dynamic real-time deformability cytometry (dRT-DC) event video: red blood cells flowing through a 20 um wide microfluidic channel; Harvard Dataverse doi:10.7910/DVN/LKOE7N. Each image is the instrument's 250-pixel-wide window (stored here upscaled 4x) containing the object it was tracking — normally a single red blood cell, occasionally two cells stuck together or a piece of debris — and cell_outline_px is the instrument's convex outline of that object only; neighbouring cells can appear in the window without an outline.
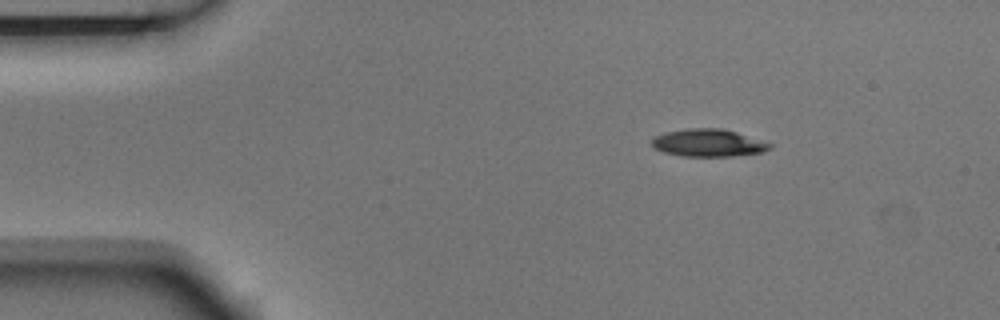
{"species": "Egyptian fruit bat (a non-hibernating species)", "species_latin": "Rousettus aegyptiacus", "temperature_condition": "room temperature", "stored_images_in_passage": 4, "camera_frame_rate_fps": 3000, "um_per_image_px": 0.085, "animal": {"sex": "male"}, "frame": {"image": 1, "passage_image": 2, "time_ms": 0.333, "image_size_px": [1000, 320], "cell_outline_px": [[772, 148], [764, 152], [732, 156], [680, 156], [664, 152], [656, 148], [652, 144], [652, 140], [656, 136], [664, 132], [688, 128], [720, 128], [736, 132], [772, 144]], "centroid_in_image_um": [60.21, 12.15], "position_along_channel_um": 24.8, "area_um2": 18.79}}
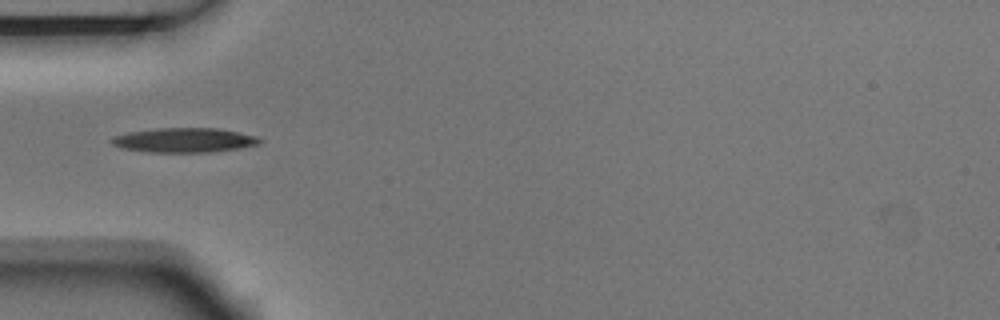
{"frame": {"image": 2, "passage_image": 4, "time_ms": 1.0, "image_size_px": [1000, 320], "cell_outline_px": [[264, 140], [260, 144], [240, 148], [212, 152], [148, 152], [120, 148], [112, 144], [108, 140], [116, 136], [128, 132], [156, 128], [216, 128], [260, 136]], "centroid_in_image_um": [15.7, 11.91], "position_along_channel_um": 69.3, "area_um2": 21.39}}